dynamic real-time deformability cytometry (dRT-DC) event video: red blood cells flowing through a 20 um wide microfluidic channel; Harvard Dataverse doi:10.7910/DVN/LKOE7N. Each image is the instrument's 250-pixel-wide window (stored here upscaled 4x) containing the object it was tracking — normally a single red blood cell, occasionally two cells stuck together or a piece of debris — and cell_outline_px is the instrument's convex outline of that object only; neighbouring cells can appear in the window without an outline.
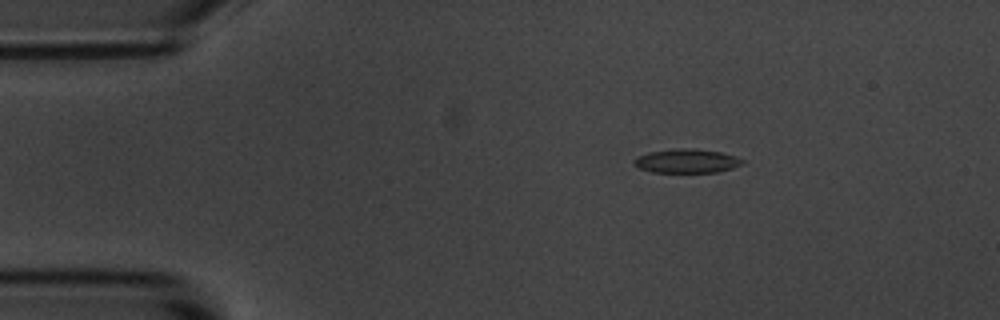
{"species": "common noctule bat (a hibernating species)", "species_latin": "Nyctalus noctula", "temperature_condition": "room temperature", "stored_images_in_passage": 5, "camera_frame_rate_fps": 3000, "um_per_image_px": 0.085, "animal": {"sex": "male", "body_mass_g": 20.1, "forearm_length_mm": 53.5}, "frame": {"image": 1, "passage_image": 3, "time_ms": 2.333, "image_size_px": [1000, 320], "cell_outline_px": [[744, 164], [732, 168], [716, 172], [652, 172], [640, 168], [632, 164], [632, 160], [636, 156], [648, 152], [676, 148], [692, 148], [720, 152], [736, 156], [744, 160]], "centroid_in_image_um": [58.34, 13.67], "position_along_channel_um": 26.7, "area_um2": 15.26}}
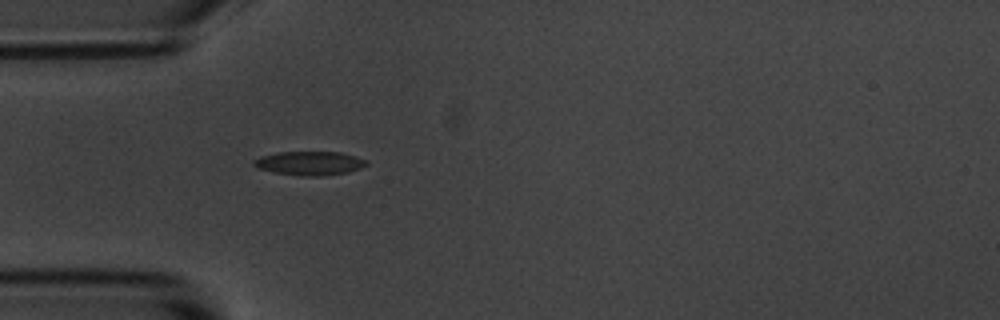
{"frame": {"image": 2, "passage_image": 5, "time_ms": 4.667, "image_size_px": [1000, 320], "cell_outline_px": [[368, 164], [360, 168], [348, 172], [324, 176], [300, 176], [272, 172], [260, 168], [252, 164], [252, 160], [260, 156], [276, 152], [340, 152], [356, 156], [364, 160]], "centroid_in_image_um": [26.28, 13.87], "position_along_channel_um": 58.7, "area_um2": 15.72}}